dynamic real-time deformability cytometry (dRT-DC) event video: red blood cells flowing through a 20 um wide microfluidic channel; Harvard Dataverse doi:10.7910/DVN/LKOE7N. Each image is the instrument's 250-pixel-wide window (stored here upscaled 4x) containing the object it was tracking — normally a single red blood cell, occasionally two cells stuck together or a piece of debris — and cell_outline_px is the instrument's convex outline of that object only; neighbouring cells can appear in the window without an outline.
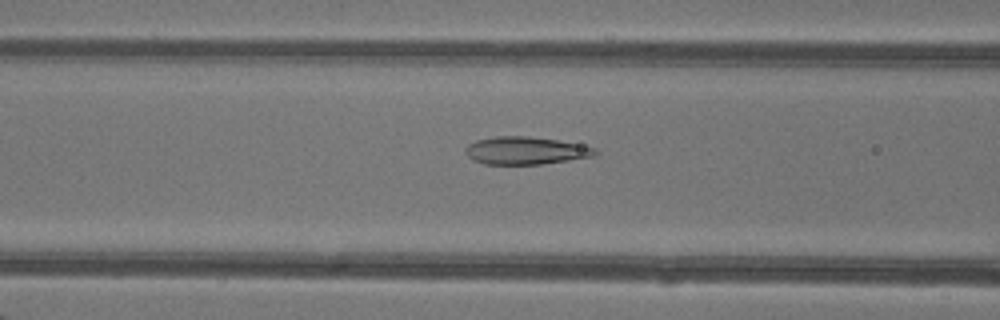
{"species": "common noctule bat (a hibernating species)", "species_latin": "Nyctalus noctula", "temperature_condition": "warm", "stored_images_in_passage": 34, "camera_frame_rate_fps": 3000, "um_per_image_px": 0.085, "animal": {"sex": "female"}, "frame": {"image": 1, "passage_image": 6, "time_ms": 1.667, "image_size_px": [1000, 320], "cell_outline_px": [[600, 152], [596, 156], [540, 164], [484, 164], [472, 160], [464, 152], [464, 148], [468, 144], [476, 140], [496, 136], [528, 136], [556, 140], [596, 148]], "centroid_in_image_um": [44.65, 12.8], "position_along_channel_um": 122.0, "area_um2": 20.92}}
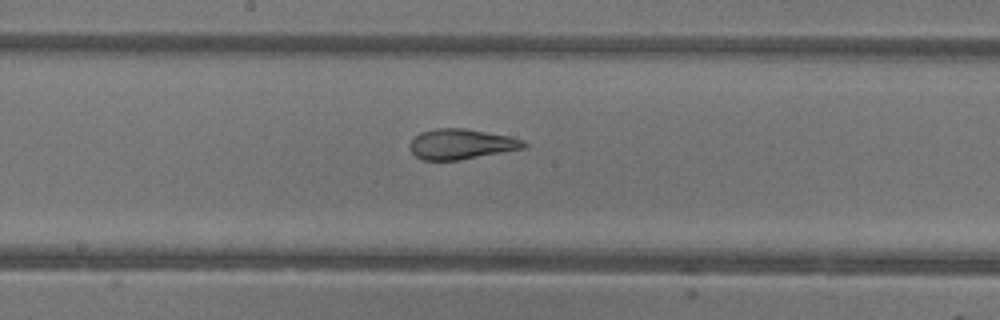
{"frame": {"image": 2, "passage_image": 12, "time_ms": 3.667, "image_size_px": [1000, 320], "cell_outline_px": [[528, 144], [524, 148], [460, 160], [420, 160], [408, 148], [408, 144], [420, 132], [436, 128], [464, 128], [508, 136], [524, 140]], "centroid_in_image_um": [39.17, 12.25], "position_along_channel_um": 209.0, "area_um2": 20.11}}
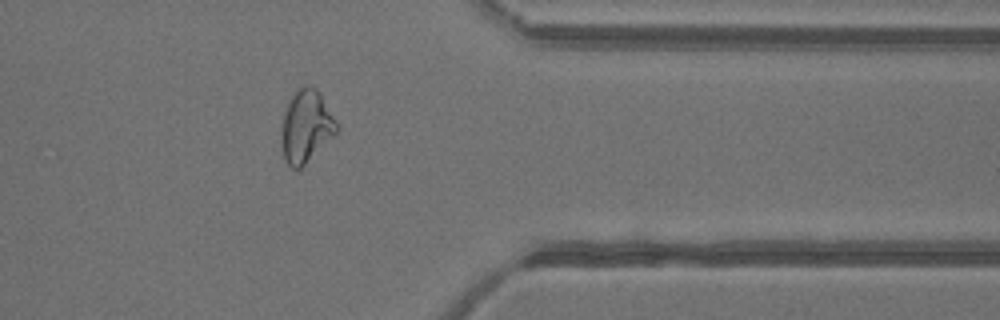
{"frame": {"image": 3, "passage_image": 25, "time_ms": 8.0, "image_size_px": [1000, 320], "cell_outline_px": [[336, 132], [300, 168], [292, 168], [284, 160], [280, 144], [280, 128], [284, 112], [288, 100], [304, 84], [308, 84], [316, 88], [320, 92], [336, 124]], "centroid_in_image_um": [25.94, 10.72], "position_along_channel_um": 385.5, "area_um2": 22.95}, "authors_computed_cell_mechanics": {"area_um2": 21.097, "velocity_mm_per_s": 4.3448, "shape_relaxation_time_tau1_ms": 10.92, "shape_relaxation_time_tau2_ms": 1.1408, "deformation_change_tau1": 0.297, "deformation_change_tau2": 0.0809}}